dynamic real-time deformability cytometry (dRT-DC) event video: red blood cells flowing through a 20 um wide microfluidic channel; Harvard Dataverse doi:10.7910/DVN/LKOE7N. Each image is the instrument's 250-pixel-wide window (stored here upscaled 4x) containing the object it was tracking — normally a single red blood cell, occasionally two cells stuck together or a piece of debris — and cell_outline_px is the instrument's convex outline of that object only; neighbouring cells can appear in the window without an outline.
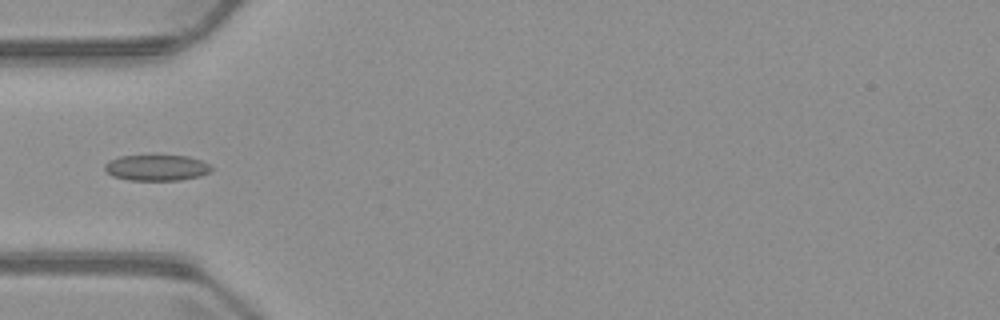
{"species": "common noctule bat (a hibernating species)", "species_latin": "Nyctalus noctula", "temperature_condition": "warm", "stored_images_in_passage": 4, "camera_frame_rate_fps": 3000, "um_per_image_px": 0.085, "animal": {"sex": "male", "body_mass_g": 23.1, "forearm_length_mm": 52.7}, "frame": {"image": 1, "passage_image": 4, "time_ms": 3.667, "image_size_px": [1000, 320], "cell_outline_px": [[212, 168], [208, 172], [200, 176], [180, 180], [128, 180], [112, 176], [104, 168], [104, 164], [108, 160], [120, 156], [188, 156], [200, 160], [208, 164]], "centroid_in_image_um": [13.27, 14.26], "position_along_channel_um": 71.7, "area_um2": 15.95}}